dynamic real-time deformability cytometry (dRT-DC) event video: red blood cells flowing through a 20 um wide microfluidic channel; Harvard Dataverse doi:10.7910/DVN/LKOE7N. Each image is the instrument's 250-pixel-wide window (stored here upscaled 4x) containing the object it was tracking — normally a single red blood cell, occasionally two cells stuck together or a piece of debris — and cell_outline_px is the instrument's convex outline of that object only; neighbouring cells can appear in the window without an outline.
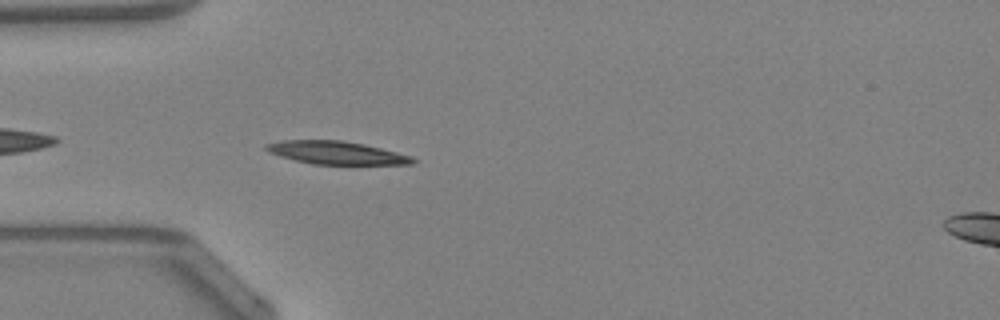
{"species": "Egyptian fruit bat (a non-hibernating species)", "species_latin": "Rousettus aegyptiacus", "temperature_condition": "warm", "stored_images_in_passage": 5, "camera_frame_rate_fps": 3000, "um_per_image_px": 0.085, "animal": {"sex": "female"}, "frame": {"image": 1, "passage_image": 2, "time_ms": 0.333, "image_size_px": [1000, 320], "cell_outline_px": [[416, 160], [412, 164], [312, 164], [280, 156], [268, 152], [264, 148], [264, 144], [284, 140], [344, 140], [364, 144], [412, 156]], "centroid_in_image_um": [28.56, 12.97], "position_along_channel_um": 56.4, "area_um2": 19.54}}